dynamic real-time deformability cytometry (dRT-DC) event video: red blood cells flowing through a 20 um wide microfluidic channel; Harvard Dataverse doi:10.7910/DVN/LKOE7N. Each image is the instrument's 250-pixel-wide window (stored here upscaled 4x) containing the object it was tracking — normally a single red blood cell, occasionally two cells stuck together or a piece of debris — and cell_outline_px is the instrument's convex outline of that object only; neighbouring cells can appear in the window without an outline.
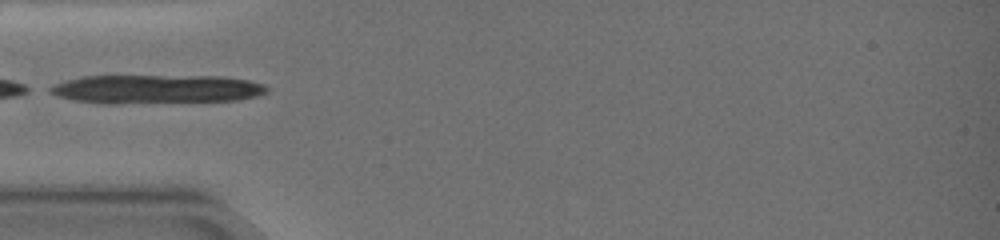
{"species": "common noctule bat (a hibernating species)", "species_latin": "Nyctalus noctula", "temperature_condition": "warm", "stored_images_in_passage": 4, "camera_frame_rate_fps": 3000, "um_per_image_px": 0.085, "animal": {"sex": "female", "body_mass_g": 19.0, "forearm_length_mm": 51.5}, "frame": {"image": 1, "passage_image": 1, "time_ms": 0.0, "image_size_px": [1000, 240], "cell_outline_px": [[268, 92], [256, 96], [236, 100], [116, 104], [104, 104], [72, 100], [56, 96], [48, 92], [44, 88], [52, 84], [80, 76], [224, 76], [248, 80], [264, 84], [268, 88]], "centroid_in_image_um": [13.19, 7.58], "position_along_channel_um": 71.8, "area_um2": 36.99}}